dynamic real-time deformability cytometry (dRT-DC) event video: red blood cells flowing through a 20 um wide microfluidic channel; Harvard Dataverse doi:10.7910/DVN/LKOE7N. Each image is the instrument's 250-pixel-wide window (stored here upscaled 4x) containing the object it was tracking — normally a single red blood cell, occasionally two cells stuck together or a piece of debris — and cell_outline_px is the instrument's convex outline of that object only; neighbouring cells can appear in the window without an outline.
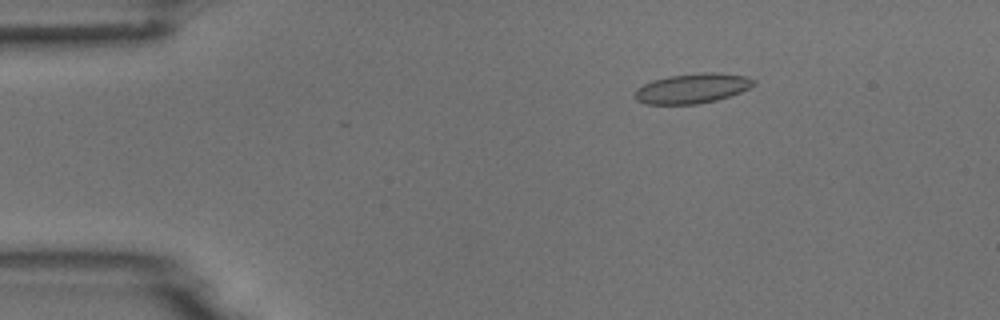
{"species": "common noctule bat (a hibernating species)", "species_latin": "Nyctalus noctula", "temperature_condition": "room temperature", "stored_images_in_passage": 5, "camera_frame_rate_fps": 3000, "um_per_image_px": 0.085, "animal": {"sex": "male", "body_mass_g": 18.8}, "frame": {"image": 1, "passage_image": 3, "time_ms": 2.333, "image_size_px": [1000, 320], "cell_outline_px": [[756, 84], [740, 92], [716, 100], [696, 104], [644, 104], [636, 100], [636, 88], [652, 80], [668, 76], [700, 72], [716, 72], [748, 76], [756, 80]], "centroid_in_image_um": [58.86, 7.5], "position_along_channel_um": 26.1, "area_um2": 20.75}}